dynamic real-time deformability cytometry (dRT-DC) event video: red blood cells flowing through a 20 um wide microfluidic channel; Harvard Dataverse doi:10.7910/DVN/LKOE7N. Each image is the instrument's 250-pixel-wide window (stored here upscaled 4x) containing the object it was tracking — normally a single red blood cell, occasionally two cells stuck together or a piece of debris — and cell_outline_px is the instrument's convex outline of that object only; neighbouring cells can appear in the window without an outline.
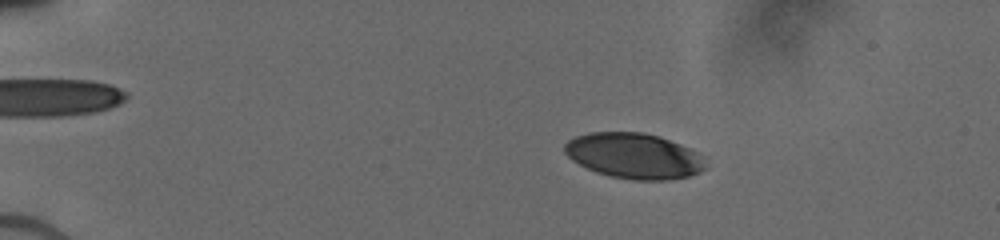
{"species": "human", "species_latin": "Homo sapiens", "temperature_condition": "cold", "stored_images_in_passage": 40, "camera_frame_rate_fps": 3000, "um_per_image_px": 0.085, "donor": {"sex": "male"}, "frame": {"image": 1, "passage_image": 7, "time_ms": 3.333, "image_size_px": [1000, 240], "cell_outline_px": [[708, 168], [700, 172], [688, 176], [668, 180], [636, 180], [612, 176], [596, 172], [572, 160], [564, 152], [564, 144], [568, 140], [576, 136], [588, 132], [644, 132], [660, 136], [680, 144], [704, 156]], "centroid_in_image_um": [53.92, 13.24], "position_along_channel_um": 31.1, "area_um2": 37.51}}
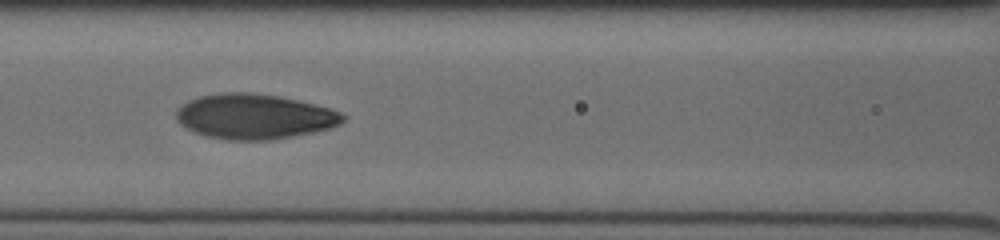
{"frame": {"image": 2, "passage_image": 23, "time_ms": 8.333, "image_size_px": [1000, 240], "cell_outline_px": [[348, 116], [340, 124], [328, 128], [312, 132], [292, 136], [268, 140], [228, 140], [204, 136], [180, 124], [176, 120], [176, 108], [188, 100], [200, 96], [220, 92], [248, 92], [280, 96], [328, 108], [340, 112]], "centroid_in_image_um": [21.58, 9.9], "position_along_channel_um": 145.0, "area_um2": 43.7}}
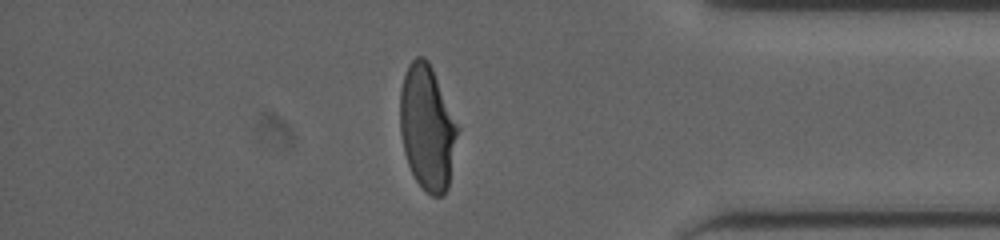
{"frame": {"image": 3, "passage_image": 36, "time_ms": 15.0, "image_size_px": [1000, 240], "cell_outline_px": [[460, 128], [448, 188], [444, 196], [432, 196], [416, 180], [408, 164], [404, 152], [400, 132], [400, 88], [408, 64], [416, 56], [424, 56], [428, 60], [432, 68]], "centroid_in_image_um": [36.33, 10.84], "position_along_channel_um": 398.9, "area_um2": 42.14}}